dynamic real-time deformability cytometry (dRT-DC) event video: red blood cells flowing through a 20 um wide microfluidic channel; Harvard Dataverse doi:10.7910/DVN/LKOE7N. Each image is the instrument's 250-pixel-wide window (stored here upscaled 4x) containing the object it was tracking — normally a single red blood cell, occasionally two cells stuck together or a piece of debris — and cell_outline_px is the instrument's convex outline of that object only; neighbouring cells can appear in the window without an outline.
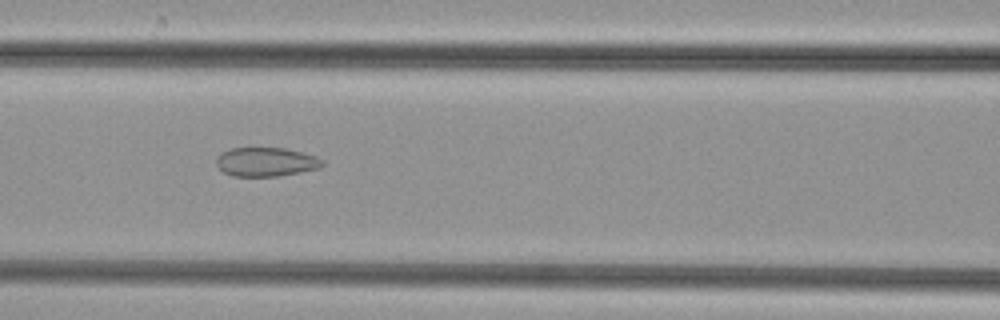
{"species": "common noctule bat (a hibernating species)", "species_latin": "Nyctalus noctula", "temperature_condition": "cold", "stored_images_in_passage": 46, "camera_frame_rate_fps": 3000, "um_per_image_px": 0.085, "animal": {"sex": "female", "body_mass_g": 29.2, "forearm_length_mm": 56.3}, "frame": {"image": 1, "passage_image": 22, "time_ms": 7.0, "image_size_px": [1000, 320], "cell_outline_px": [[324, 164], [320, 168], [300, 172], [276, 176], [232, 176], [224, 172], [216, 164], [216, 160], [224, 152], [232, 148], [284, 148], [304, 152], [316, 156], [324, 160]], "centroid_in_image_um": [22.67, 13.76], "position_along_channel_um": 143.9, "area_um2": 17.8}}
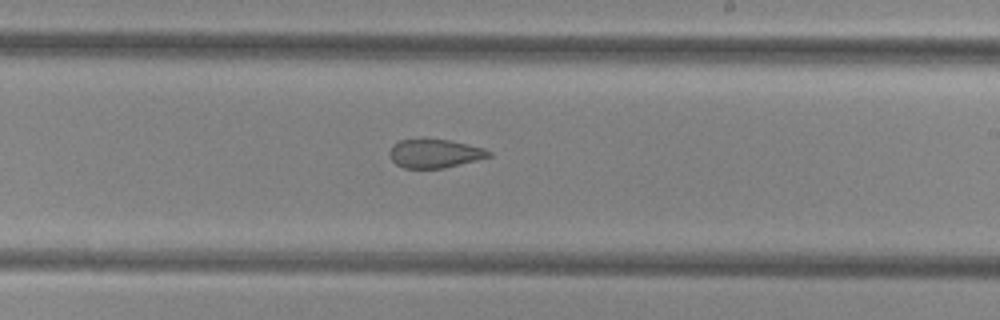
{"frame": {"image": 2, "passage_image": 30, "time_ms": 9.667, "image_size_px": [1000, 320], "cell_outline_px": [[492, 156], [444, 168], [404, 168], [396, 164], [392, 160], [388, 152], [400, 140], [448, 140], [484, 148], [492, 152]], "centroid_in_image_um": [36.98, 13.07], "position_along_channel_um": 252.0, "area_um2": 16.18}}
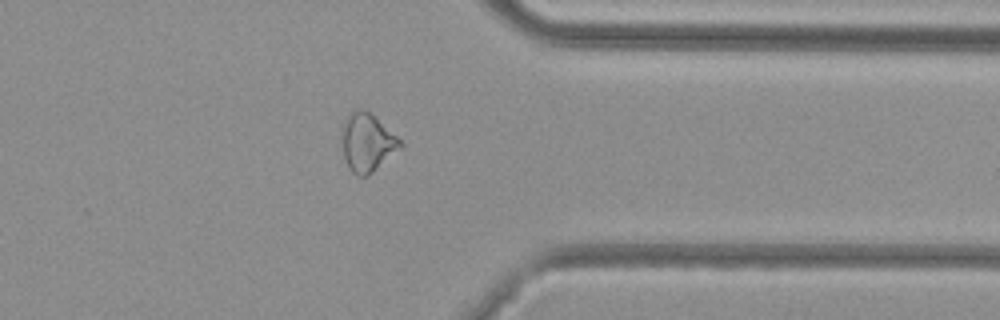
{"frame": {"image": 3, "passage_image": 40, "time_ms": 13.0, "image_size_px": [1000, 320], "cell_outline_px": [[404, 144], [400, 148], [368, 176], [356, 176], [348, 168], [344, 156], [344, 124], [348, 116], [352, 112], [360, 108], [364, 108], [396, 136]], "centroid_in_image_um": [31.23, 12.15], "position_along_channel_um": 380.2, "area_um2": 19.02}}